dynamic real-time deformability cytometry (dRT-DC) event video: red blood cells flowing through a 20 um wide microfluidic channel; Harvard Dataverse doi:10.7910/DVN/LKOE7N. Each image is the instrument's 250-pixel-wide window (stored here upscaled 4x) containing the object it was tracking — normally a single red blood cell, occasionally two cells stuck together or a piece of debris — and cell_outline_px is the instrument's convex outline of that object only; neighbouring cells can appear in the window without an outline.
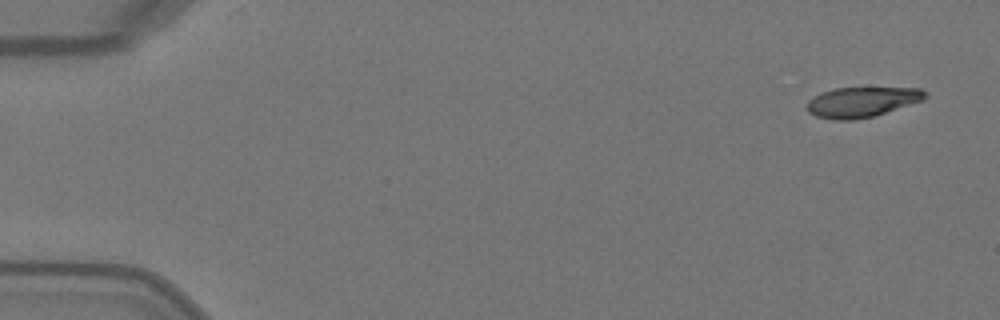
{"species": "Egyptian fruit bat (a non-hibernating species)", "species_latin": "Rousettus aegyptiacus", "temperature_condition": "warm", "stored_images_in_passage": 40, "camera_frame_rate_fps": 3000, "um_per_image_px": 0.085, "animal": {"sex": "female"}, "frame": {"image": 1, "passage_image": 1, "time_ms": 0.0, "image_size_px": [1000, 320], "cell_outline_px": [[928, 96], [924, 100], [872, 116], [852, 120], [832, 120], [816, 116], [808, 112], [804, 108], [804, 104], [812, 96], [836, 88], [924, 88], [928, 92]], "centroid_in_image_um": [73.23, 8.67], "position_along_channel_um": 11.8, "area_um2": 20.92}}
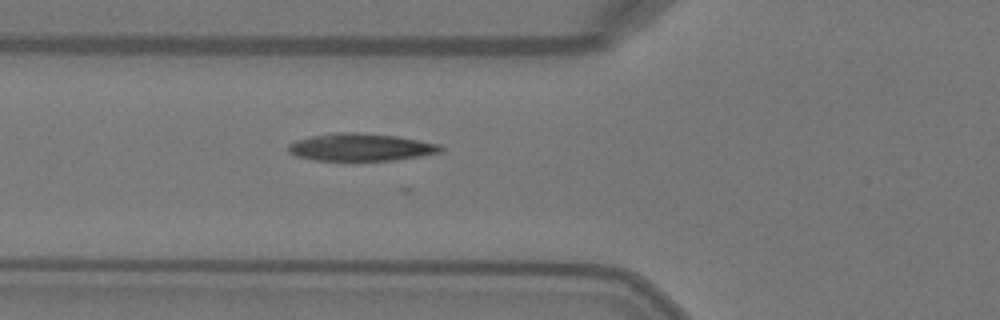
{"frame": {"image": 2, "passage_image": 17, "time_ms": 5.333, "image_size_px": [1000, 320], "cell_outline_px": [[444, 148], [440, 152], [420, 156], [396, 160], [312, 160], [296, 156], [288, 152], [288, 144], [296, 140], [312, 136], [332, 132], [356, 132], [396, 136], [440, 144]], "centroid_in_image_um": [30.64, 12.51], "position_along_channel_um": 95.2, "area_um2": 24.39}}
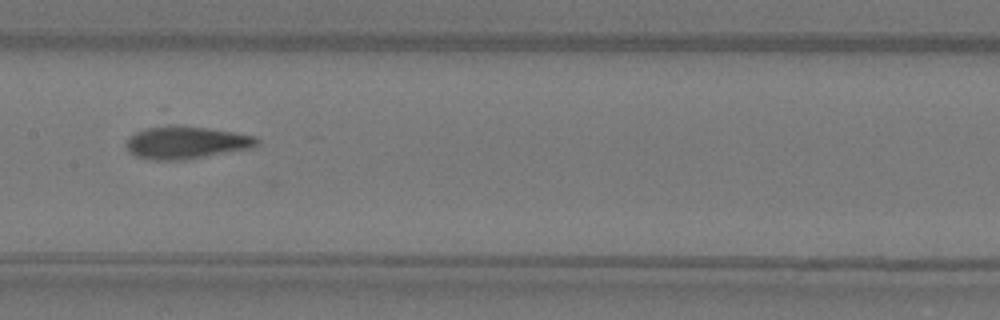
{"frame": {"image": 3, "passage_image": 24, "time_ms": 7.667, "image_size_px": [1000, 320], "cell_outline_px": [[260, 144], [252, 148], [188, 160], [148, 160], [136, 156], [128, 152], [128, 140], [136, 132], [148, 128], [168, 124], [172, 124], [208, 128], [256, 136], [260, 140]], "centroid_in_image_um": [15.87, 12.12], "position_along_channel_um": 191.5, "area_um2": 25.03}, "authors_computed_cell_mechanics": {"area_um2": 24.2182, "velocity_mm_per_s": 4.094, "shape_relaxation_time_tau1_ms": 4.3706, "shape_relaxation_time_tau2_ms": 1.697, "deformation_change_tau1": 0.2087, "deformation_change_tau2": 0.0758}}